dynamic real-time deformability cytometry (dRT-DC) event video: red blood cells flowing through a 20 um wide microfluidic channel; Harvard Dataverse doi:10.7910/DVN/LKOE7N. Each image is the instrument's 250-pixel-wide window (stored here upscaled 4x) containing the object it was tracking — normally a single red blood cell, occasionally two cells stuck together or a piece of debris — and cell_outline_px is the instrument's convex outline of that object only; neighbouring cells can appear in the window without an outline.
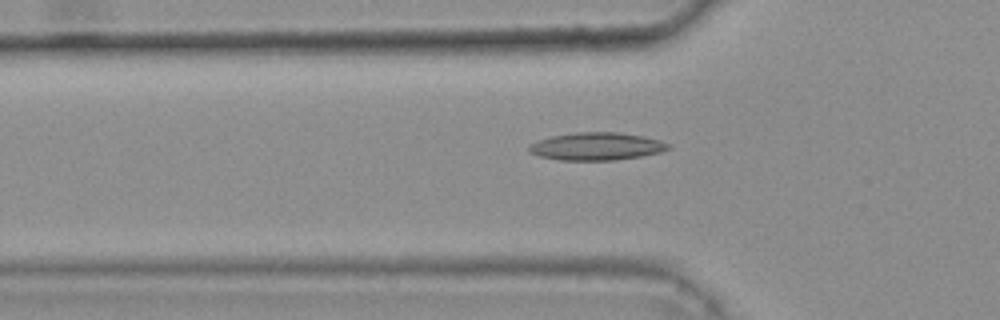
{"species": "common noctule bat (a hibernating species)", "species_latin": "Nyctalus noctula", "temperature_condition": "warm", "stored_images_in_passage": 38, "camera_frame_rate_fps": 3000, "um_per_image_px": 0.085, "animal": {"sex": "female", "body_mass_g": 25.1}, "frame": {"image": 1, "passage_image": 7, "time_ms": 2.0, "image_size_px": [1000, 320], "cell_outline_px": [[672, 148], [660, 152], [640, 156], [612, 160], [560, 160], [540, 156], [528, 152], [528, 144], [536, 140], [552, 136], [576, 132], [620, 132], [644, 136], [660, 140], [672, 144]], "centroid_in_image_um": [50.71, 12.43], "position_along_channel_um": 75.1, "area_um2": 22.66}}
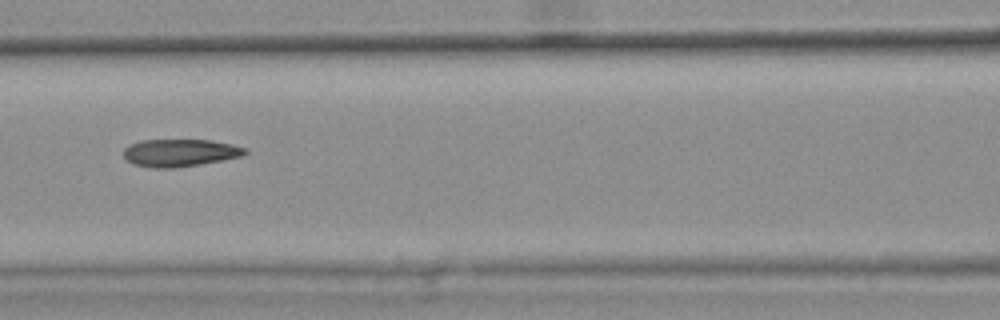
{"frame": {"image": 2, "passage_image": 13, "time_ms": 4.0, "image_size_px": [1000, 320], "cell_outline_px": [[248, 152], [240, 156], [220, 160], [172, 168], [152, 168], [132, 164], [124, 156], [124, 148], [128, 144], [140, 140], [208, 140], [232, 144], [248, 148]], "centroid_in_image_um": [15.25, 12.97], "position_along_channel_um": 151.4, "area_um2": 19.31}}
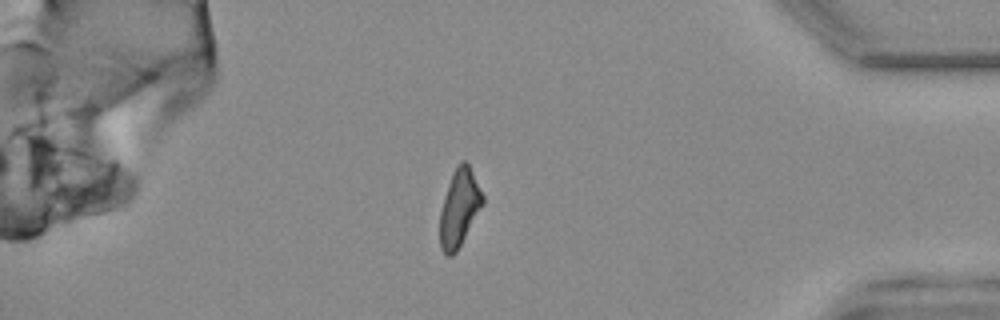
{"frame": {"image": 3, "passage_image": 35, "time_ms": 11.333, "image_size_px": [1000, 320], "cell_outline_px": [[484, 204], [456, 252], [452, 256], [448, 256], [440, 248], [440, 212], [444, 196], [452, 172], [460, 160], [464, 160], [468, 164], [484, 196]], "centroid_in_image_um": [39.04, 17.66], "position_along_channel_um": 396.2, "area_um2": 19.19}, "authors_computed_cell_mechanics": {"area_um2": 19.8254, "velocity_mm_per_s": 3.7818, "shape_relaxation_time_tau1_ms": 7.9104, "shape_relaxation_time_tau2_ms": 2.2866, "deformation_change_tau1": 0.224, "deformation_change_tau2": 0.0997}}